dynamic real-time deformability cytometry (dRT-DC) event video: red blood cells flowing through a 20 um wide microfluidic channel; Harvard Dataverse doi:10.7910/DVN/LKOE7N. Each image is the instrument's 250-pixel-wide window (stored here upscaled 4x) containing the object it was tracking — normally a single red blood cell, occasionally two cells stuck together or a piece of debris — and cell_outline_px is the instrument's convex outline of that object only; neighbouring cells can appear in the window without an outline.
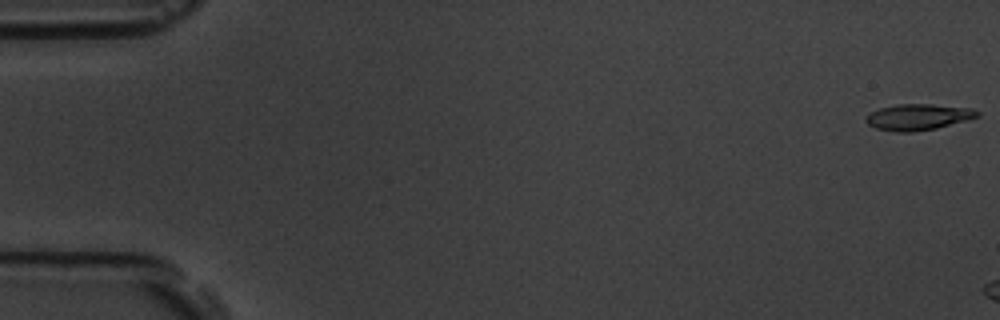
{"species": "common noctule bat (a hibernating species)", "species_latin": "Nyctalus noctula", "temperature_condition": "room temperature", "stored_images_in_passage": 7, "camera_frame_rate_fps": 3000, "um_per_image_px": 0.085, "animal": {"sex": "male", "body_mass_g": 19.5, "forearm_length_mm": 54.6}, "frame": {"image": 1, "passage_image": 1, "time_ms": 0.0, "image_size_px": [1000, 320], "cell_outline_px": [[980, 116], [968, 120], [936, 128], [912, 132], [896, 132], [876, 128], [868, 124], [864, 120], [872, 112], [880, 108], [896, 104], [932, 104], [972, 108], [980, 112]], "centroid_in_image_um": [78.08, 9.94], "position_along_channel_um": 6.9, "area_um2": 16.94}}
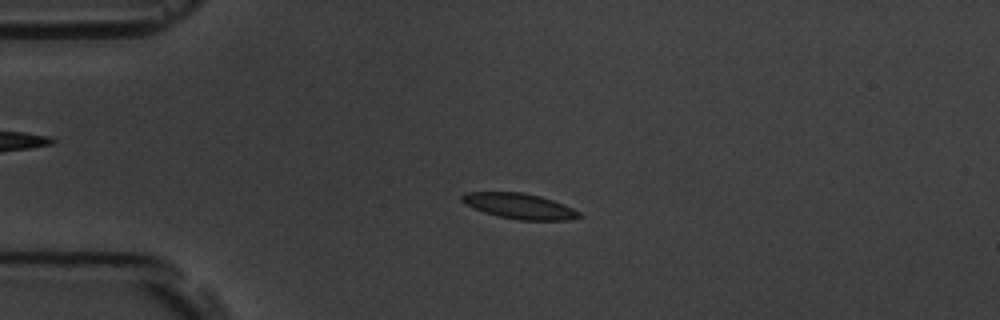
{"frame": {"image": 2, "passage_image": 5, "time_ms": 6.333, "image_size_px": [1000, 320], "cell_outline_px": [[584, 216], [572, 220], [520, 220], [500, 216], [484, 212], [464, 204], [460, 200], [460, 196], [464, 192], [524, 192], [540, 196], [552, 200], [572, 208], [580, 212]], "centroid_in_image_um": [44.15, 17.51], "position_along_channel_um": 40.9, "area_um2": 17.46}}
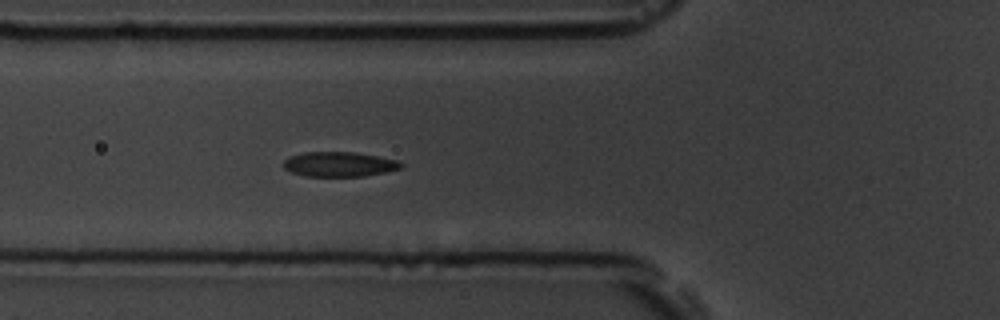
{"frame": {"image": 3, "passage_image": 7, "time_ms": 8.667, "image_size_px": [1000, 320], "cell_outline_px": [[404, 164], [400, 168], [384, 172], [364, 176], [304, 176], [292, 172], [284, 168], [284, 160], [288, 156], [304, 152], [356, 152], [400, 160]], "centroid_in_image_um": [28.84, 13.95], "position_along_channel_um": 97.0, "area_um2": 17.05}}